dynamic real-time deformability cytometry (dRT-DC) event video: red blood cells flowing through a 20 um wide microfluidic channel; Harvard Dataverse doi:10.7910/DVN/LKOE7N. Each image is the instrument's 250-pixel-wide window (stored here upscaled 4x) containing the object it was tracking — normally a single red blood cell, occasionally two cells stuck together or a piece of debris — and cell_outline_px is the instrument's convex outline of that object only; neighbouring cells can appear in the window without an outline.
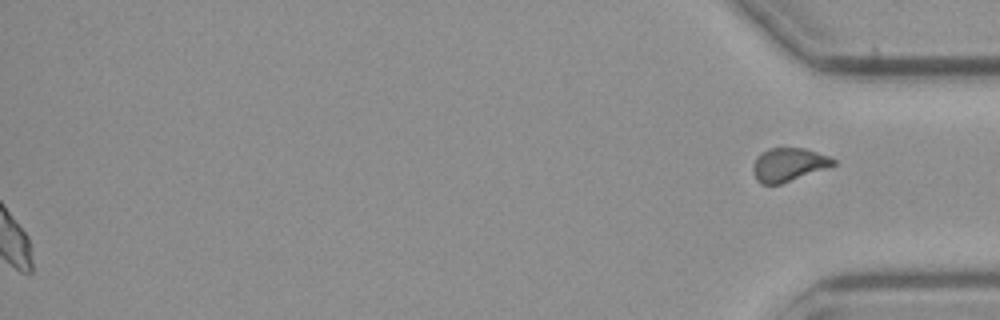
{"species": "common noctule bat (a hibernating species)", "species_latin": "Nyctalus noctula", "temperature_condition": "cold", "stored_images_in_passage": 44, "segment_of_instrument_passage": [2, 2], "camera_frame_rate_fps": 3000, "um_per_image_px": 0.085, "animal": {"sex": "male", "body_mass_g": 23.1, "forearm_length_mm": 52.7}, "frame": {"image": 1, "passage_image": 44, "time_ms": 14.333, "image_size_px": [1000, 320], "cell_outline_px": [[836, 164], [780, 184], [760, 184], [756, 180], [752, 168], [756, 156], [760, 152], [768, 148], [804, 148], [828, 156], [836, 160]], "centroid_in_image_um": [66.97, 13.98], "position_along_channel_um": 368.2, "area_um2": 15.49}}